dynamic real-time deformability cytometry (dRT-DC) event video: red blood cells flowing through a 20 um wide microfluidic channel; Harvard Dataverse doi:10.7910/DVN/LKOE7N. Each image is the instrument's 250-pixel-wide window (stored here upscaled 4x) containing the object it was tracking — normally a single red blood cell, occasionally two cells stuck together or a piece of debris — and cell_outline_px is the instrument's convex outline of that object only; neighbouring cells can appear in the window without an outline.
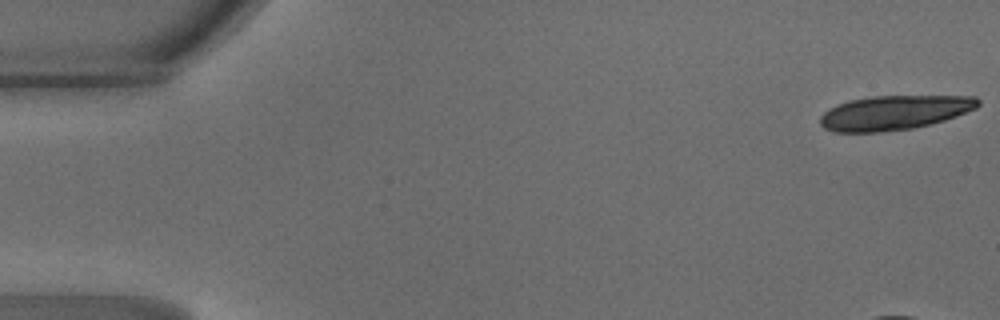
{"species": "common noctule bat (a hibernating species)", "species_latin": "Nyctalus noctula", "temperature_condition": "warm", "stored_images_in_passage": 9, "camera_frame_rate_fps": 3000, "um_per_image_px": 0.085, "animal": {"sex": "male", "body_mass_g": 18.8}, "frame": {"image": 1, "passage_image": 1, "time_ms": 0.0, "image_size_px": [1000, 320], "cell_outline_px": [[980, 104], [976, 108], [956, 116], [944, 120], [912, 128], [876, 132], [836, 132], [824, 128], [820, 124], [820, 116], [828, 108], [836, 104], [848, 100], [872, 96], [976, 96], [980, 100]], "centroid_in_image_um": [75.98, 9.56], "position_along_channel_um": 9.0, "area_um2": 31.62}}